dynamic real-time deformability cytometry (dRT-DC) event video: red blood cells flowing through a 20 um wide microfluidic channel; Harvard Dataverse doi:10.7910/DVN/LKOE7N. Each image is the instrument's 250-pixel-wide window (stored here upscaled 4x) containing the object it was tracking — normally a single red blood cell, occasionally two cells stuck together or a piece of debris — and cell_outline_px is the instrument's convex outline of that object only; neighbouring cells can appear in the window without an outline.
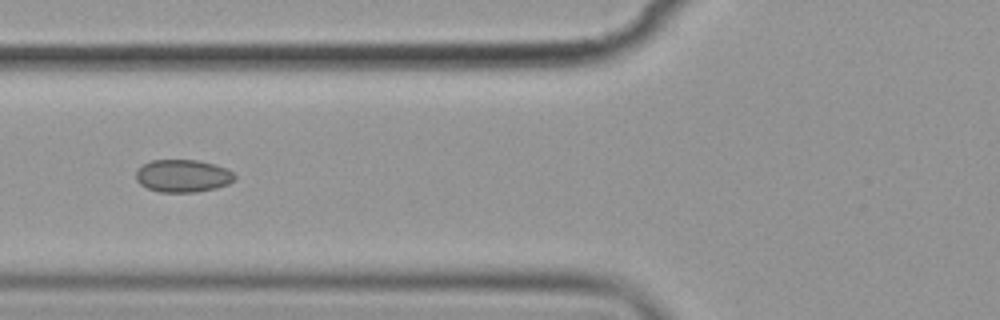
{"species": "common noctule bat (a hibernating species)", "species_latin": "Nyctalus noctula", "temperature_condition": "cold", "stored_images_in_passage": 9, "camera_frame_rate_fps": 3000, "um_per_image_px": 0.085, "animal": {"sex": "female", "body_mass_g": 19.9}, "frame": {"image": 1, "passage_image": 6, "time_ms": 6.667, "image_size_px": [1000, 320], "cell_outline_px": [[236, 176], [228, 184], [216, 188], [196, 192], [160, 192], [148, 188], [140, 184], [136, 180], [136, 172], [144, 164], [152, 160], [196, 160], [212, 164], [224, 168], [232, 172]], "centroid_in_image_um": [15.52, 14.96], "position_along_channel_um": 110.3, "area_um2": 18.5}}
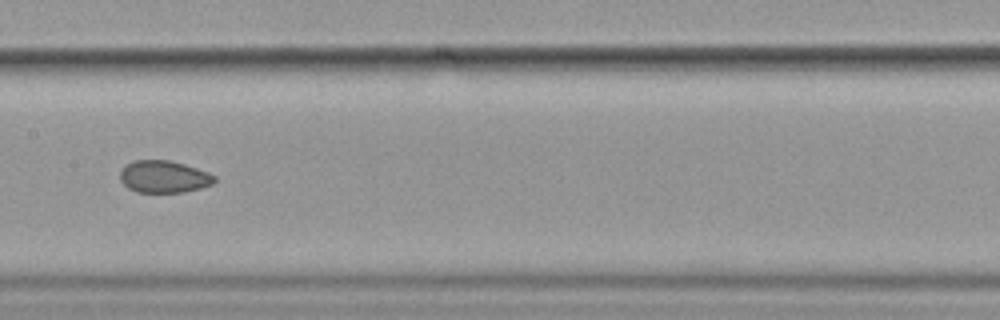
{"frame": {"image": 2, "passage_image": 8, "time_ms": 9.0, "image_size_px": [1000, 320], "cell_outline_px": [[216, 180], [212, 184], [200, 188], [184, 192], [136, 192], [128, 188], [120, 180], [120, 172], [124, 164], [132, 160], [168, 160], [184, 164], [208, 172], [216, 176]], "centroid_in_image_um": [13.9, 15.01], "position_along_channel_um": 193.5, "area_um2": 17.8}}
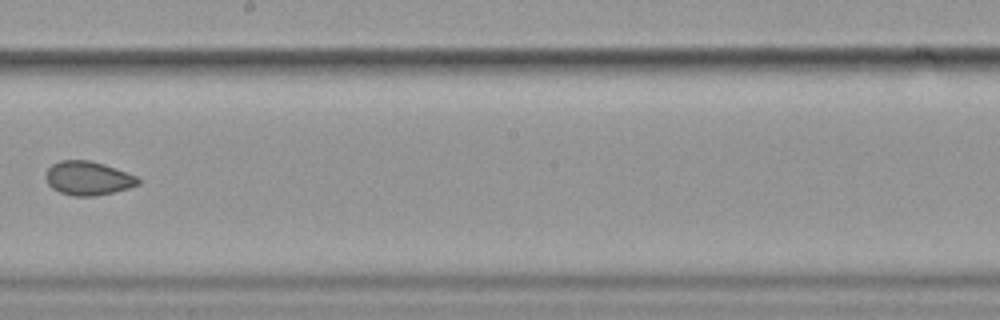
{"frame": {"image": 3, "passage_image": 9, "time_ms": 10.333, "image_size_px": [1000, 320], "cell_outline_px": [[140, 184], [128, 188], [96, 196], [72, 196], [60, 192], [52, 188], [48, 184], [44, 176], [48, 168], [52, 164], [60, 160], [88, 160], [104, 164], [136, 176], [140, 180]], "centroid_in_image_um": [7.45, 15.15], "position_along_channel_um": 240.7, "area_um2": 18.21}}